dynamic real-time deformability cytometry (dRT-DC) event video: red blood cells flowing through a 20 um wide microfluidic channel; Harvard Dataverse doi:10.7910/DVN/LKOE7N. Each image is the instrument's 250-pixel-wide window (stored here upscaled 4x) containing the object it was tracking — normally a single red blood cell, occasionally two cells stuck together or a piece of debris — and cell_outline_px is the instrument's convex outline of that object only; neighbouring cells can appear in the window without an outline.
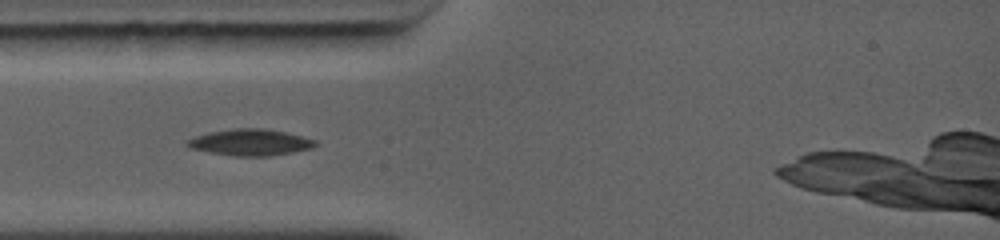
{"species": "common noctule bat (a hibernating species)", "species_latin": "Nyctalus noctula", "temperature_condition": "warm", "stored_images_in_passage": 7, "camera_frame_rate_fps": 5000, "um_per_image_px": 0.085, "animal": {"sex": "female", "body_mass_g": 19.0, "forearm_length_mm": 56.7}, "frame": {"image": 1, "passage_image": 4, "time_ms": 1.6, "image_size_px": [1000, 240], "cell_outline_px": [[316, 144], [312, 148], [292, 152], [268, 156], [236, 156], [208, 152], [192, 148], [188, 144], [188, 140], [196, 136], [212, 132], [240, 128], [256, 128], [284, 132], [316, 140]], "centroid_in_image_um": [21.3, 12.11], "position_along_channel_um": 63.7, "area_um2": 19.07}}